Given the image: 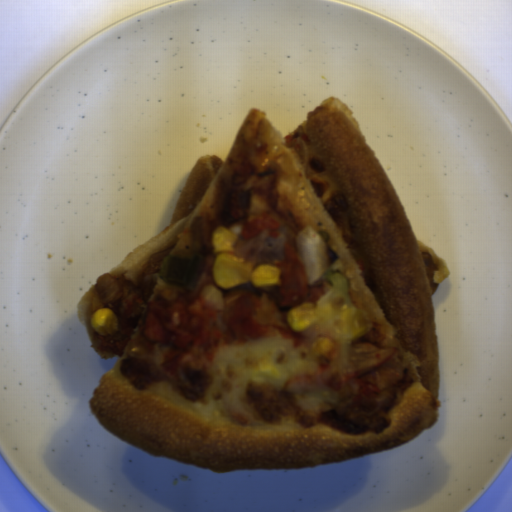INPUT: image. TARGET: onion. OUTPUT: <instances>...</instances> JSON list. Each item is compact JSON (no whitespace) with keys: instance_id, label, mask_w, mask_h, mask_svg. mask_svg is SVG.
<instances>
[{"instance_id":"06740285","label":"onion","mask_w":512,"mask_h":512,"mask_svg":"<svg viewBox=\"0 0 512 512\" xmlns=\"http://www.w3.org/2000/svg\"><path fill=\"white\" fill-rule=\"evenodd\" d=\"M295 252L305 267L307 285L316 283L327 272L326 243L311 226L298 232Z\"/></svg>"}]
</instances>
